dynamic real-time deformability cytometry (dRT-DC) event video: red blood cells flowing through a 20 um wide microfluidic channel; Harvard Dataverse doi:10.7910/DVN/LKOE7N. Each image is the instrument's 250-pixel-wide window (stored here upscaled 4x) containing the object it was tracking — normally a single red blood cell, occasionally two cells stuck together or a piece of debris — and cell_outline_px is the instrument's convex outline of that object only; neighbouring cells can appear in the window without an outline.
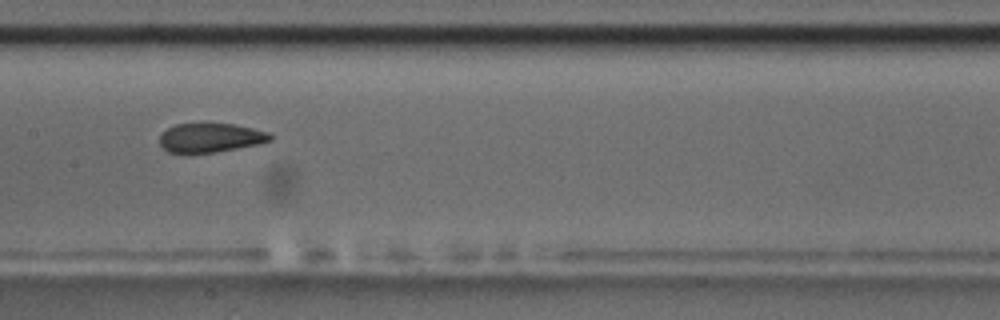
{"species": "common noctule bat (a hibernating species)", "species_latin": "Nyctalus noctula", "temperature_condition": "room temperature", "stored_images_in_passage": 9, "camera_frame_rate_fps": 3000, "um_per_image_px": 0.085, "animal": {"sex": "male", "body_mass_g": 17.5, "forearm_length_mm": 52.3}, "frame": {"image": 1, "passage_image": 4, "time_ms": 3.667, "image_size_px": [1000, 320], "cell_outline_px": [[272, 140], [260, 144], [212, 152], [168, 152], [160, 144], [160, 136], [168, 128], [176, 124], [204, 120], [232, 124], [252, 128], [268, 132], [272, 136]], "centroid_in_image_um": [17.89, 11.65], "position_along_channel_um": 189.5, "area_um2": 19.13}}